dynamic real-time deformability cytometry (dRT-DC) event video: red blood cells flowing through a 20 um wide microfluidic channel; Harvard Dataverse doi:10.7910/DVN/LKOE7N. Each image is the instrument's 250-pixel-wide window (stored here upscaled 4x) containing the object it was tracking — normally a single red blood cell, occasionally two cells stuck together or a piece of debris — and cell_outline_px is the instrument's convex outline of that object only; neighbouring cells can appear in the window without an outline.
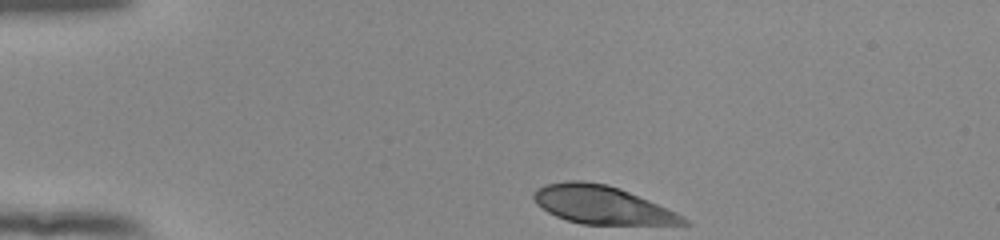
{"species": "human", "species_latin": "Homo sapiens", "temperature_condition": "room temperature", "stored_images_in_passage": 35, "camera_frame_rate_fps": 3000, "um_per_image_px": 0.085, "donor": {"sex": "female"}, "frame": {"image": 1, "passage_image": 1, "time_ms": 0.0, "image_size_px": [1000, 240], "cell_outline_px": [[692, 224], [580, 224], [556, 216], [548, 212], [536, 204], [532, 196], [532, 192], [536, 188], [548, 184], [568, 180], [584, 180], [608, 184], [620, 188], [676, 212], [684, 216]], "centroid_in_image_um": [51.13, 17.4], "position_along_channel_um": 33.9, "area_um2": 33.18}}
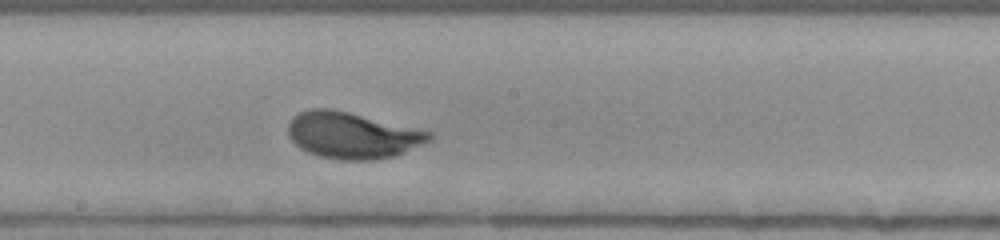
{"frame": {"image": 2, "passage_image": 20, "time_ms": 6.333, "image_size_px": [1000, 240], "cell_outline_px": [[432, 140], [396, 156], [376, 160], [340, 160], [320, 156], [308, 152], [300, 148], [292, 140], [288, 132], [288, 124], [292, 116], [300, 112], [312, 108], [328, 108], [348, 112], [432, 132]], "centroid_in_image_um": [29.95, 11.51], "position_along_channel_um": 218.3, "area_um2": 38.03}}
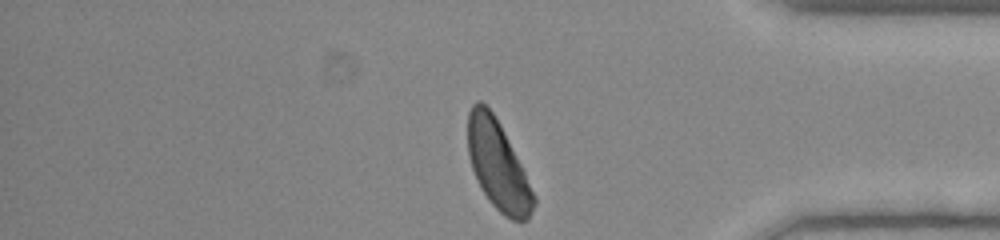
{"frame": {"image": 3, "passage_image": 35, "time_ms": 11.333, "image_size_px": [1000, 240], "cell_outline_px": [[536, 200], [532, 212], [528, 220], [512, 220], [504, 216], [488, 200], [472, 168], [468, 156], [468, 112], [472, 104], [476, 100], [480, 100], [492, 112], [500, 124], [536, 196]], "centroid_in_image_um": [42.32, 14.06], "position_along_channel_um": 392.9, "area_um2": 33.64}, "authors_computed_cell_mechanics": {"area_um2": 35.258, "velocity_mm_per_s": 3.8599, "shape_relaxation_time_tau1_ms": 2.2331, "shape_relaxation_time_tau2_ms": null, "deformation_change_tau1": 0.1478, "deformation_change_tau2": null}}